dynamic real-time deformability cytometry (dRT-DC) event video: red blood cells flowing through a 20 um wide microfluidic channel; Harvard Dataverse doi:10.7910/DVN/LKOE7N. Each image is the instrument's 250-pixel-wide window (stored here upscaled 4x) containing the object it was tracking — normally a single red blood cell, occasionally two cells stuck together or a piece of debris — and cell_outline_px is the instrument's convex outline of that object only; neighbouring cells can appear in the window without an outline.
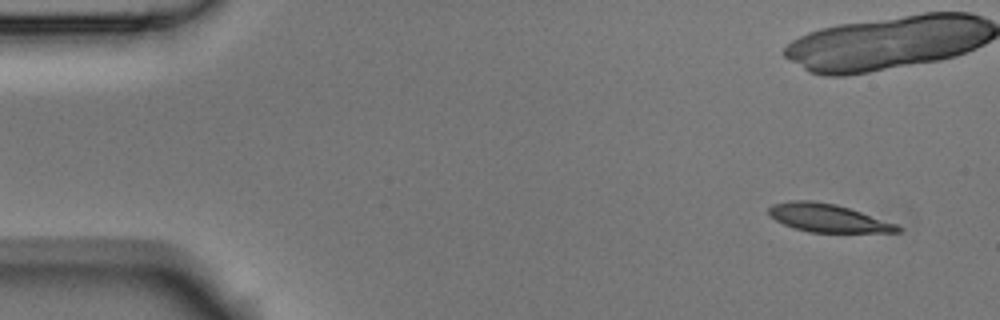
{"species": "Egyptian fruit bat (a non-hibernating species)", "species_latin": "Rousettus aegyptiacus", "temperature_condition": "room temperature", "stored_images_in_passage": 11, "camera_frame_rate_fps": 3000, "um_per_image_px": 0.085, "animal": {"sex": "male"}, "frame": {"image": 1, "passage_image": 1, "time_ms": 0.0, "image_size_px": [1000, 320], "cell_outline_px": [[904, 228], [900, 232], [808, 232], [784, 224], [776, 220], [768, 212], [768, 208], [772, 204], [792, 200], [812, 200], [836, 204], [896, 224]], "centroid_in_image_um": [70.36, 18.52], "position_along_channel_um": 14.6, "area_um2": 20.81}}
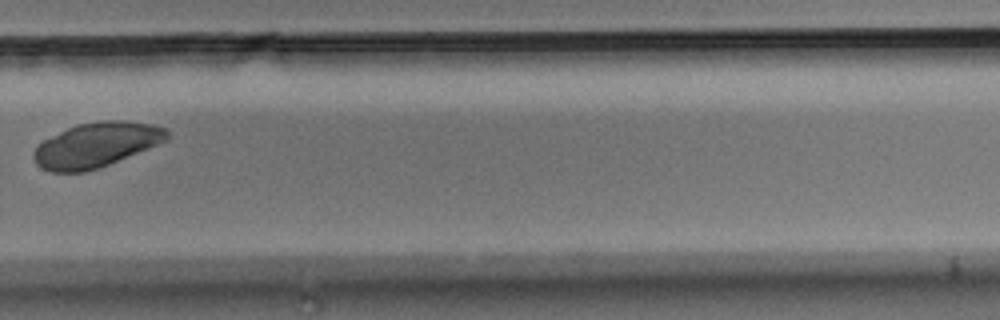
{"frame": {"image": 2, "passage_image": 11, "time_ms": 3.333, "image_size_px": [1000, 320], "cell_outline_px": [[168, 136], [164, 140], [156, 144], [108, 164], [84, 172], [52, 172], [40, 168], [36, 164], [32, 156], [32, 152], [36, 144], [76, 124], [100, 120], [128, 120], [152, 124], [168, 128]], "centroid_in_image_um": [8.12, 12.3], "position_along_channel_um": 321.7, "area_um2": 34.51}}